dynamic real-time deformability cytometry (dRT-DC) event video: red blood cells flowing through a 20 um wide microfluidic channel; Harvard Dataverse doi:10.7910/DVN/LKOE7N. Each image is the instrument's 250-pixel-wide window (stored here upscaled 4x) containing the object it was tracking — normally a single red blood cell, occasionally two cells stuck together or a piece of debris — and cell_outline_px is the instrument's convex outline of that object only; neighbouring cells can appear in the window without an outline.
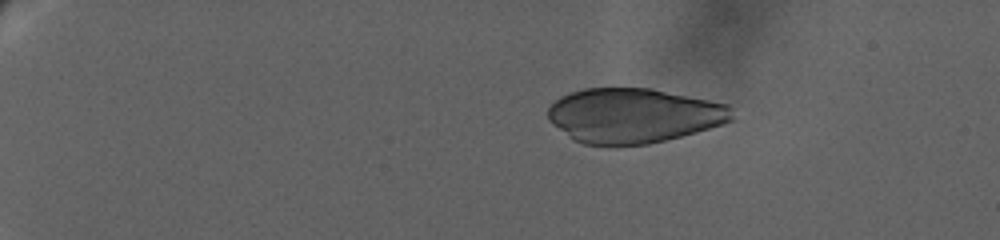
{"species": "human", "species_latin": "Homo sapiens", "temperature_condition": "warm", "stored_images_in_passage": 35, "camera_frame_rate_fps": 3000, "um_per_image_px": 0.085, "donor": {"sex": "female"}, "frame": {"image": 1, "passage_image": 11, "time_ms": 4.667, "image_size_px": [1000, 240], "cell_outline_px": [[732, 120], [724, 124], [680, 136], [648, 144], [612, 148], [608, 148], [584, 144], [572, 140], [552, 124], [548, 120], [548, 108], [560, 96], [584, 88], [652, 88], [728, 104], [732, 116]], "centroid_in_image_um": [53.79, 9.85], "position_along_channel_um": 31.2, "area_um2": 59.3}}